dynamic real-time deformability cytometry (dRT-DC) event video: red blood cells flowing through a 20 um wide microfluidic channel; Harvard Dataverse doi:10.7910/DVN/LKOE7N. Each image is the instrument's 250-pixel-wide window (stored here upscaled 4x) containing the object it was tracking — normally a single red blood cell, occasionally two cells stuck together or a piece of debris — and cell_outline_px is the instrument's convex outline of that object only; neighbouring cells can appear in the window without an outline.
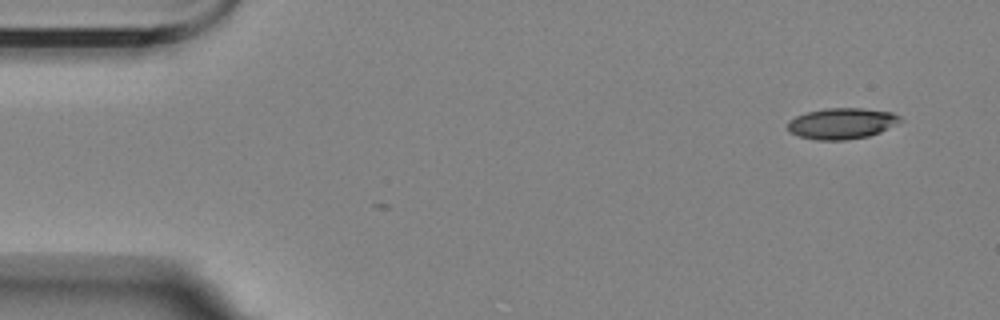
{"species": "Egyptian fruit bat (a non-hibernating species)", "species_latin": "Rousettus aegyptiacus", "temperature_condition": "room temperature", "stored_images_in_passage": 5, "camera_frame_rate_fps": 3000, "um_per_image_px": 0.085, "animal": {"sex": "female"}, "frame": {"image": 1, "passage_image": 1, "time_ms": 0.0, "image_size_px": [1000, 320], "cell_outline_px": [[904, 120], [880, 132], [868, 136], [844, 140], [816, 140], [800, 136], [788, 132], [788, 120], [796, 116], [808, 112], [824, 108], [860, 108], [892, 112], [900, 116]], "centroid_in_image_um": [71.55, 10.49], "position_along_channel_um": 13.5, "area_um2": 20.35}}